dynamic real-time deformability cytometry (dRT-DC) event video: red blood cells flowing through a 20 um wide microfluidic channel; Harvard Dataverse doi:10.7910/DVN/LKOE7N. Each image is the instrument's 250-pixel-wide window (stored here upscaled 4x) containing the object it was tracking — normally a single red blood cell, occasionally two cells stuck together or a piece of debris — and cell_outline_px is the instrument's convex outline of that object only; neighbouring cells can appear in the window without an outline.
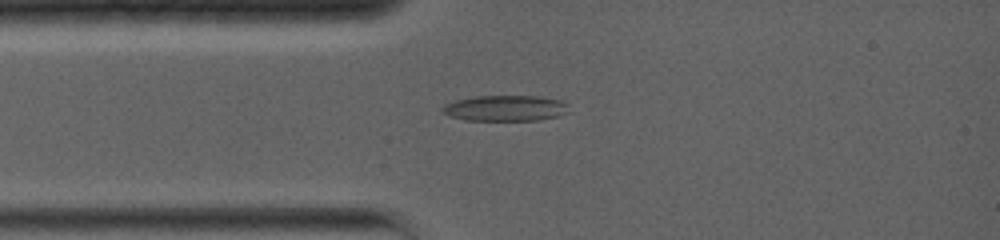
{"species": "common noctule bat (a hibernating species)", "species_latin": "Nyctalus noctula", "temperature_condition": "warm", "stored_images_in_passage": 6, "camera_frame_rate_fps": 5000, "um_per_image_px": 0.085, "animal": {"sex": "female", "body_mass_g": 19.0, "forearm_length_mm": 56.7}, "frame": {"image": 1, "passage_image": 3, "time_ms": 2.0, "image_size_px": [1000, 240], "cell_outline_px": [[568, 104], [564, 112], [560, 116], [540, 120], [464, 120], [452, 116], [444, 112], [440, 108], [444, 104], [456, 100], [476, 96], [536, 96], [560, 100]], "centroid_in_image_um": [42.93, 9.19], "position_along_channel_um": 42.1, "area_um2": 18.79}}
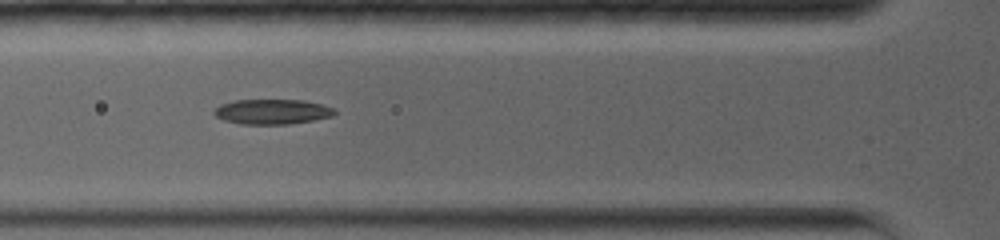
{"frame": {"image": 2, "passage_image": 5, "time_ms": 3.6, "image_size_px": [1000, 240], "cell_outline_px": [[336, 112], [332, 116], [312, 120], [288, 124], [240, 124], [224, 120], [216, 116], [212, 112], [220, 104], [236, 100], [304, 100], [336, 108]], "centroid_in_image_um": [23.13, 9.49], "position_along_channel_um": 102.7, "area_um2": 17.51}}
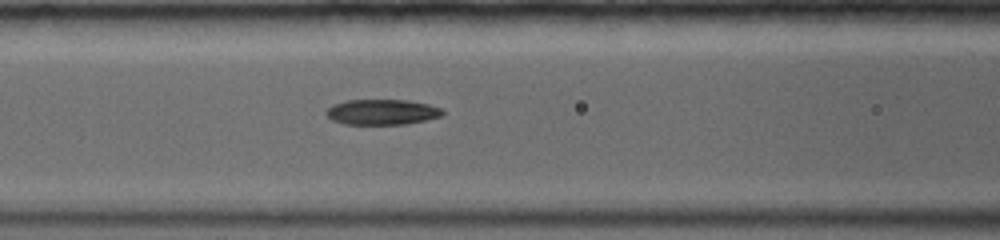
{"frame": {"image": 3, "passage_image": 6, "time_ms": 4.4, "image_size_px": [1000, 240], "cell_outline_px": [[444, 112], [440, 116], [424, 120], [404, 124], [344, 124], [332, 120], [324, 112], [332, 104], [348, 100], [408, 100], [428, 104], [440, 108]], "centroid_in_image_um": [32.43, 9.52], "position_along_channel_um": 134.2, "area_um2": 17.11}}